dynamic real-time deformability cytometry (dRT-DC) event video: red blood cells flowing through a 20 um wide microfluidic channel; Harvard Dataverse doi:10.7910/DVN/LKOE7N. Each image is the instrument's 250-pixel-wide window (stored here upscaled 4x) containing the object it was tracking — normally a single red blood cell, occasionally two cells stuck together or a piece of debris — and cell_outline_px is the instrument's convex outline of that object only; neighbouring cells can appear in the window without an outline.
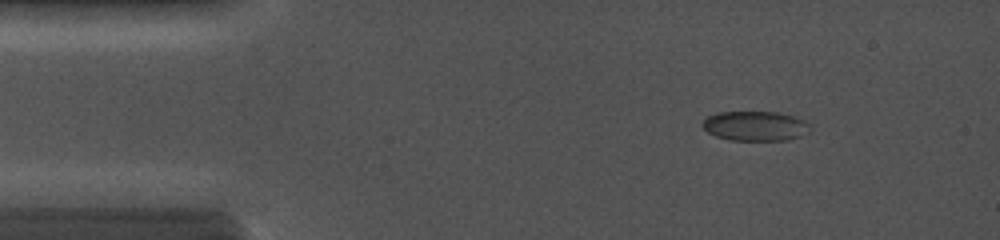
{"species": "common noctule bat (a hibernating species)", "species_latin": "Nyctalus noctula", "temperature_condition": "cold", "stored_images_in_passage": 43, "camera_frame_rate_fps": 5000, "um_per_image_px": 0.085, "animal": {"sex": "female", "body_mass_g": 19.0, "forearm_length_mm": 56.7}, "frame": {"image": 1, "passage_image": 6, "time_ms": 1.8, "image_size_px": [1000, 240], "cell_outline_px": [[812, 128], [808, 132], [800, 136], [788, 140], [728, 140], [716, 136], [708, 132], [700, 124], [708, 116], [716, 112], [776, 112], [792, 116], [804, 120]], "centroid_in_image_um": [64.18, 10.71], "position_along_channel_um": 20.8, "area_um2": 18.61}}
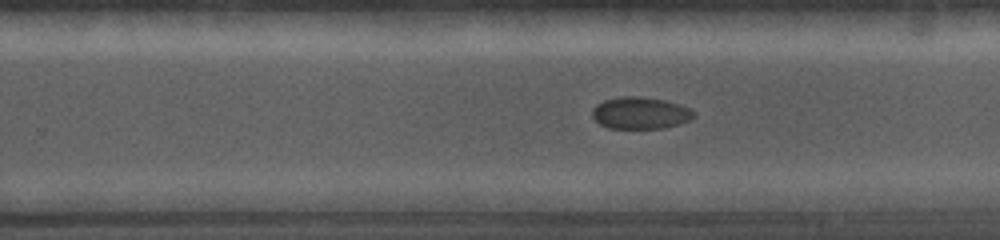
{"frame": {"image": 2, "passage_image": 28, "time_ms": 9.8, "image_size_px": [1000, 240], "cell_outline_px": [[696, 116], [692, 120], [680, 124], [664, 128], [608, 128], [600, 124], [592, 116], [592, 108], [596, 104], [604, 100], [620, 96], [636, 96], [664, 100], [680, 104], [696, 112]], "centroid_in_image_um": [54.45, 9.61], "position_along_channel_um": 275.4, "area_um2": 19.07}}
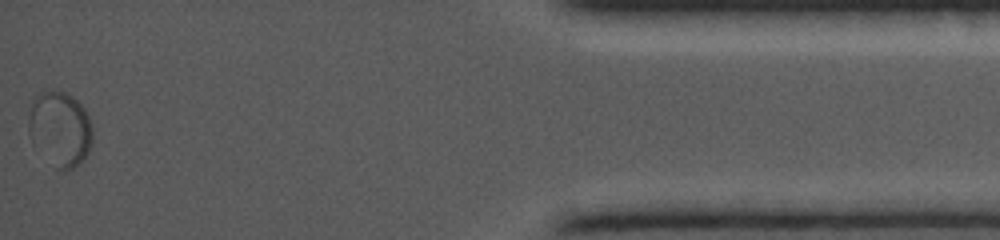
{"frame": {"image": 3, "passage_image": 43, "time_ms": 15.2, "image_size_px": [1000, 240], "cell_outline_px": [[92, 144], [84, 160], [72, 168], [56, 168], [32, 144], [28, 136], [28, 120], [32, 100], [40, 92], [64, 92], [72, 96], [84, 108], [92, 124]], "centroid_in_image_um": [5.09, 10.96], "position_along_channel_um": 430.1, "area_um2": 27.86}}